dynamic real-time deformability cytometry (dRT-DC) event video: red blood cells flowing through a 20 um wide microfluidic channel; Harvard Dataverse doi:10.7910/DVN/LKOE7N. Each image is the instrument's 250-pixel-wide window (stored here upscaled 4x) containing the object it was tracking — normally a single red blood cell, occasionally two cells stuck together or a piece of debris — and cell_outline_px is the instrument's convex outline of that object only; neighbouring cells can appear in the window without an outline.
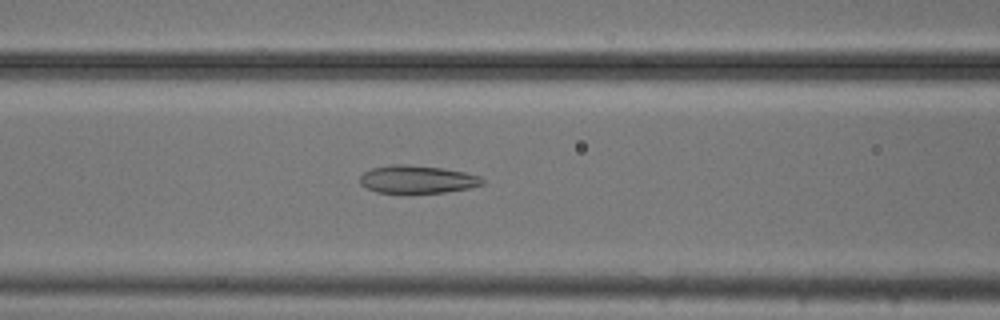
{"species": "common noctule bat (a hibernating species)", "species_latin": "Nyctalus noctula", "temperature_condition": "cold", "stored_images_in_passage": 50, "camera_frame_rate_fps": 3000, "um_per_image_px": 0.085, "animal": {"sex": "male", "body_mass_g": 20.5, "forearm_length_mm": 52.5}, "frame": {"image": 1, "passage_image": 20, "time_ms": 6.333, "image_size_px": [1000, 320], "cell_outline_px": [[484, 184], [468, 188], [444, 192], [376, 192], [360, 184], [360, 176], [364, 172], [372, 168], [392, 164], [404, 164], [440, 168], [464, 172], [480, 176], [484, 180]], "centroid_in_image_um": [35.46, 15.23], "position_along_channel_um": 131.1, "area_um2": 19.54}}
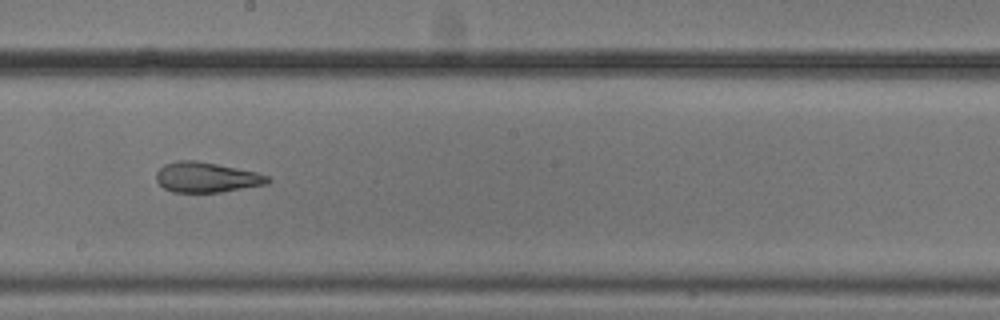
{"frame": {"image": 2, "passage_image": 28, "time_ms": 9.0, "image_size_px": [1000, 320], "cell_outline_px": [[272, 180], [268, 184], [220, 192], [172, 192], [164, 188], [156, 180], [156, 172], [164, 164], [180, 160], [196, 160], [256, 172], [268, 176]], "centroid_in_image_um": [17.55, 15.07], "position_along_channel_um": 230.7, "area_um2": 19.54}}
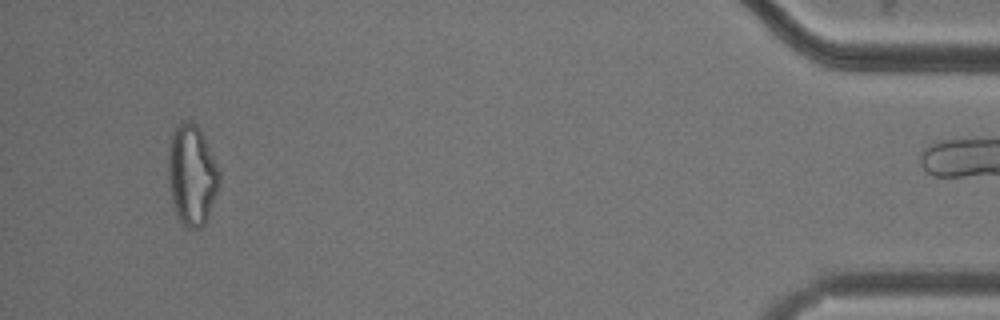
{"frame": {"image": 3, "passage_image": 49, "time_ms": 16.0, "image_size_px": [1000, 320], "cell_outline_px": [[220, 180], [208, 216], [204, 224], [200, 228], [188, 228], [180, 220], [176, 212], [172, 200], [168, 180], [168, 152], [172, 132], [180, 120], [188, 120], [196, 124], [200, 128], [204, 136], [220, 172]], "centroid_in_image_um": [16.29, 14.82], "position_along_channel_um": 418.9, "area_um2": 29.82}}